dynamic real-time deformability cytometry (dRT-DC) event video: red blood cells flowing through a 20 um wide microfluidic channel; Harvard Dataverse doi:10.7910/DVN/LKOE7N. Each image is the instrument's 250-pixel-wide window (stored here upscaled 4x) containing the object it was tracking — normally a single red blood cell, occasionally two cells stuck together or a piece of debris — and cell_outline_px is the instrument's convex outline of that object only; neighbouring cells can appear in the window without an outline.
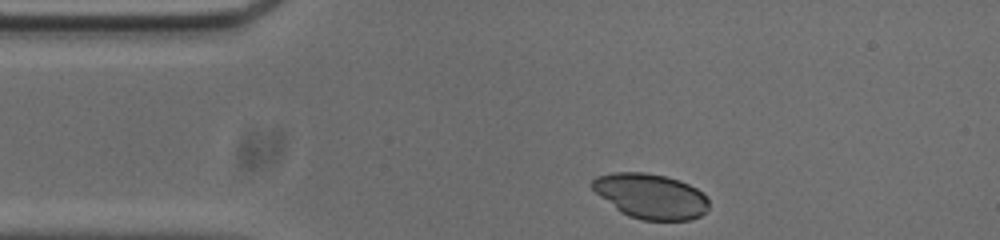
{"species": "common noctule bat (a hibernating species)", "species_latin": "Nyctalus noctula", "temperature_condition": "cold", "stored_images_in_passage": 35, "camera_frame_rate_fps": 3000, "um_per_image_px": 0.085, "animal": {"sex": "male", "body_mass_g": 20.0, "forearm_length_mm": 53.3}, "frame": {"image": 1, "passage_image": 1, "time_ms": 0.0, "image_size_px": [1000, 240], "cell_outline_px": [[708, 208], [700, 216], [692, 220], [644, 220], [628, 216], [620, 212], [600, 196], [592, 188], [592, 180], [596, 176], [612, 172], [644, 172], [668, 176], [680, 180], [696, 188], [708, 196]], "centroid_in_image_um": [55.32, 16.66], "position_along_channel_um": 29.7, "area_um2": 30.75}}